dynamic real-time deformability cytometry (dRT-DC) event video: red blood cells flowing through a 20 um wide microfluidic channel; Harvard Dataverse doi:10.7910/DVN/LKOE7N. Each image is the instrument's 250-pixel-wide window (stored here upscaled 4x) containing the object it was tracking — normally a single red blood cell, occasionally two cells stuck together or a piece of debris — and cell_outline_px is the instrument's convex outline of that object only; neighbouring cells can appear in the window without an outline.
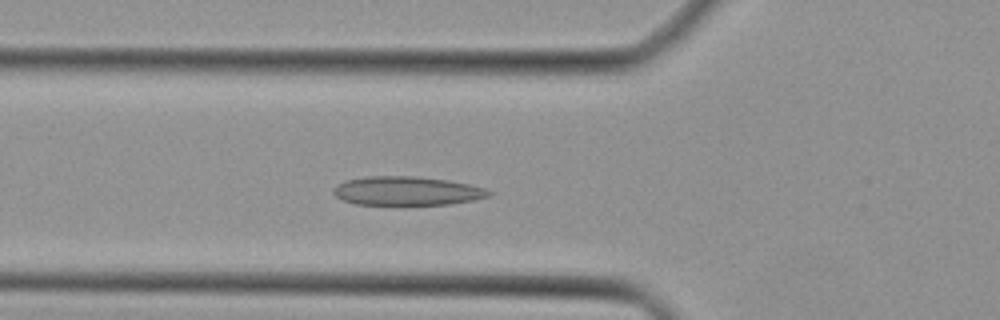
{"species": "Egyptian fruit bat (a non-hibernating species)", "species_latin": "Rousettus aegyptiacus", "temperature_condition": "cold", "stored_images_in_passage": 42, "camera_frame_rate_fps": 3000, "um_per_image_px": 0.085, "animal": {"sex": "female"}, "frame": {"image": 1, "passage_image": 13, "time_ms": 4.0, "image_size_px": [1000, 320], "cell_outline_px": [[492, 192], [488, 196], [472, 200], [448, 204], [356, 204], [344, 200], [336, 196], [332, 192], [332, 188], [336, 184], [344, 180], [368, 176], [416, 176], [448, 180], [468, 184], [484, 188]], "centroid_in_image_um": [34.53, 16.21], "position_along_channel_um": 91.3, "area_um2": 25.95}}
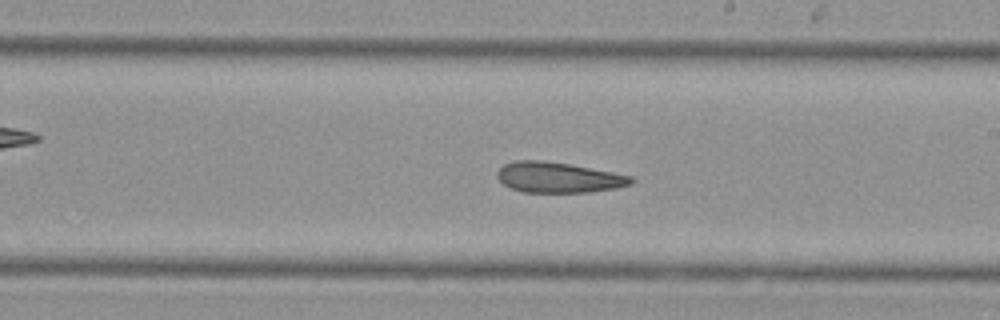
{"frame": {"image": 2, "passage_image": 23, "time_ms": 7.333, "image_size_px": [1000, 320], "cell_outline_px": [[636, 180], [632, 184], [616, 188], [588, 192], [524, 192], [512, 188], [504, 184], [496, 176], [496, 172], [504, 164], [512, 160], [544, 160], [568, 164], [612, 172], [632, 176]], "centroid_in_image_um": [47.46, 15.07], "position_along_channel_um": 241.5, "area_um2": 23.76}}
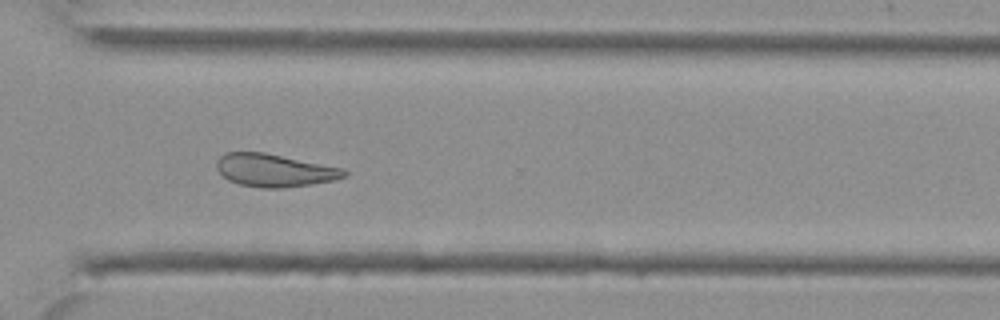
{"frame": {"image": 3, "passage_image": 30, "time_ms": 9.667, "image_size_px": [1000, 320], "cell_outline_px": [[348, 176], [336, 180], [312, 184], [280, 188], [264, 188], [240, 184], [228, 180], [216, 168], [216, 160], [224, 152], [264, 152], [344, 168], [348, 172]], "centroid_in_image_um": [23.35, 14.47], "position_along_channel_um": 347.2, "area_um2": 24.51}}